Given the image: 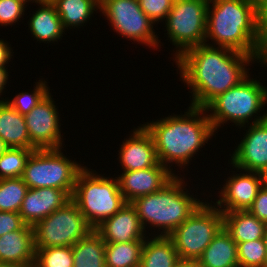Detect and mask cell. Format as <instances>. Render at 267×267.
Masks as SVG:
<instances>
[{"instance_id": "obj_4", "label": "cell", "mask_w": 267, "mask_h": 267, "mask_svg": "<svg viewBox=\"0 0 267 267\" xmlns=\"http://www.w3.org/2000/svg\"><path fill=\"white\" fill-rule=\"evenodd\" d=\"M182 175H175L159 191L139 197L131 202L139 216L140 223L146 227H158L153 231L154 236H168L180 226L202 203L196 196L185 188ZM185 190V191H184ZM149 224V225H148ZM157 233V234H154Z\"/></svg>"}, {"instance_id": "obj_41", "label": "cell", "mask_w": 267, "mask_h": 267, "mask_svg": "<svg viewBox=\"0 0 267 267\" xmlns=\"http://www.w3.org/2000/svg\"><path fill=\"white\" fill-rule=\"evenodd\" d=\"M9 147L5 144V142L0 137V156L8 149Z\"/></svg>"}, {"instance_id": "obj_28", "label": "cell", "mask_w": 267, "mask_h": 267, "mask_svg": "<svg viewBox=\"0 0 267 267\" xmlns=\"http://www.w3.org/2000/svg\"><path fill=\"white\" fill-rule=\"evenodd\" d=\"M28 189L21 177L0 179V211L19 213Z\"/></svg>"}, {"instance_id": "obj_22", "label": "cell", "mask_w": 267, "mask_h": 267, "mask_svg": "<svg viewBox=\"0 0 267 267\" xmlns=\"http://www.w3.org/2000/svg\"><path fill=\"white\" fill-rule=\"evenodd\" d=\"M223 227L236 243L263 239L266 224L248 210L223 213Z\"/></svg>"}, {"instance_id": "obj_7", "label": "cell", "mask_w": 267, "mask_h": 267, "mask_svg": "<svg viewBox=\"0 0 267 267\" xmlns=\"http://www.w3.org/2000/svg\"><path fill=\"white\" fill-rule=\"evenodd\" d=\"M62 150L36 149L31 153L21 177L28 188L52 187L73 195L77 176L85 166L70 160Z\"/></svg>"}, {"instance_id": "obj_26", "label": "cell", "mask_w": 267, "mask_h": 267, "mask_svg": "<svg viewBox=\"0 0 267 267\" xmlns=\"http://www.w3.org/2000/svg\"><path fill=\"white\" fill-rule=\"evenodd\" d=\"M73 267H105V241L93 229L72 246Z\"/></svg>"}, {"instance_id": "obj_45", "label": "cell", "mask_w": 267, "mask_h": 267, "mask_svg": "<svg viewBox=\"0 0 267 267\" xmlns=\"http://www.w3.org/2000/svg\"><path fill=\"white\" fill-rule=\"evenodd\" d=\"M262 177L264 179V183L267 184V168L265 169V171L262 173Z\"/></svg>"}, {"instance_id": "obj_1", "label": "cell", "mask_w": 267, "mask_h": 267, "mask_svg": "<svg viewBox=\"0 0 267 267\" xmlns=\"http://www.w3.org/2000/svg\"><path fill=\"white\" fill-rule=\"evenodd\" d=\"M174 61L180 80L191 89L190 106L204 109L244 80L250 73V63H258L251 55L205 43L186 50Z\"/></svg>"}, {"instance_id": "obj_18", "label": "cell", "mask_w": 267, "mask_h": 267, "mask_svg": "<svg viewBox=\"0 0 267 267\" xmlns=\"http://www.w3.org/2000/svg\"><path fill=\"white\" fill-rule=\"evenodd\" d=\"M71 197L66 190L52 187L29 188L19 214L27 225L34 226L38 221L63 207Z\"/></svg>"}, {"instance_id": "obj_44", "label": "cell", "mask_w": 267, "mask_h": 267, "mask_svg": "<svg viewBox=\"0 0 267 267\" xmlns=\"http://www.w3.org/2000/svg\"><path fill=\"white\" fill-rule=\"evenodd\" d=\"M19 1L23 2L24 4H27V2H28V4H29V2L37 4L40 0H19Z\"/></svg>"}, {"instance_id": "obj_10", "label": "cell", "mask_w": 267, "mask_h": 267, "mask_svg": "<svg viewBox=\"0 0 267 267\" xmlns=\"http://www.w3.org/2000/svg\"><path fill=\"white\" fill-rule=\"evenodd\" d=\"M35 248L73 246L93 228L71 199L34 226Z\"/></svg>"}, {"instance_id": "obj_34", "label": "cell", "mask_w": 267, "mask_h": 267, "mask_svg": "<svg viewBox=\"0 0 267 267\" xmlns=\"http://www.w3.org/2000/svg\"><path fill=\"white\" fill-rule=\"evenodd\" d=\"M142 11L155 23L165 21L172 8V0H138Z\"/></svg>"}, {"instance_id": "obj_40", "label": "cell", "mask_w": 267, "mask_h": 267, "mask_svg": "<svg viewBox=\"0 0 267 267\" xmlns=\"http://www.w3.org/2000/svg\"><path fill=\"white\" fill-rule=\"evenodd\" d=\"M0 267H27L17 263H10V262H0Z\"/></svg>"}, {"instance_id": "obj_30", "label": "cell", "mask_w": 267, "mask_h": 267, "mask_svg": "<svg viewBox=\"0 0 267 267\" xmlns=\"http://www.w3.org/2000/svg\"><path fill=\"white\" fill-rule=\"evenodd\" d=\"M35 264L38 267H73L72 246L35 248Z\"/></svg>"}, {"instance_id": "obj_46", "label": "cell", "mask_w": 267, "mask_h": 267, "mask_svg": "<svg viewBox=\"0 0 267 267\" xmlns=\"http://www.w3.org/2000/svg\"><path fill=\"white\" fill-rule=\"evenodd\" d=\"M265 33L267 38V14L265 15Z\"/></svg>"}, {"instance_id": "obj_20", "label": "cell", "mask_w": 267, "mask_h": 267, "mask_svg": "<svg viewBox=\"0 0 267 267\" xmlns=\"http://www.w3.org/2000/svg\"><path fill=\"white\" fill-rule=\"evenodd\" d=\"M37 5L38 10L33 11L27 22L32 37L40 43H58L65 30L55 6L49 0H40Z\"/></svg>"}, {"instance_id": "obj_47", "label": "cell", "mask_w": 267, "mask_h": 267, "mask_svg": "<svg viewBox=\"0 0 267 267\" xmlns=\"http://www.w3.org/2000/svg\"><path fill=\"white\" fill-rule=\"evenodd\" d=\"M28 267H38L35 263H32L31 265H29Z\"/></svg>"}, {"instance_id": "obj_19", "label": "cell", "mask_w": 267, "mask_h": 267, "mask_svg": "<svg viewBox=\"0 0 267 267\" xmlns=\"http://www.w3.org/2000/svg\"><path fill=\"white\" fill-rule=\"evenodd\" d=\"M35 239L33 226L9 232L0 237V262L29 266L35 262Z\"/></svg>"}, {"instance_id": "obj_27", "label": "cell", "mask_w": 267, "mask_h": 267, "mask_svg": "<svg viewBox=\"0 0 267 267\" xmlns=\"http://www.w3.org/2000/svg\"><path fill=\"white\" fill-rule=\"evenodd\" d=\"M144 241L105 242V267H139Z\"/></svg>"}, {"instance_id": "obj_5", "label": "cell", "mask_w": 267, "mask_h": 267, "mask_svg": "<svg viewBox=\"0 0 267 267\" xmlns=\"http://www.w3.org/2000/svg\"><path fill=\"white\" fill-rule=\"evenodd\" d=\"M267 86L250 74L238 85L233 86L216 97L205 109L215 132L227 122L242 129L246 124H253L267 119ZM260 111L264 114H258ZM258 115V116H257ZM254 117V119H253ZM251 123H249L250 121ZM253 120V122H252Z\"/></svg>"}, {"instance_id": "obj_12", "label": "cell", "mask_w": 267, "mask_h": 267, "mask_svg": "<svg viewBox=\"0 0 267 267\" xmlns=\"http://www.w3.org/2000/svg\"><path fill=\"white\" fill-rule=\"evenodd\" d=\"M49 92L34 109L25 114L31 144L36 149L64 148L58 107Z\"/></svg>"}, {"instance_id": "obj_23", "label": "cell", "mask_w": 267, "mask_h": 267, "mask_svg": "<svg viewBox=\"0 0 267 267\" xmlns=\"http://www.w3.org/2000/svg\"><path fill=\"white\" fill-rule=\"evenodd\" d=\"M197 260L202 267H239L237 243L223 227Z\"/></svg>"}, {"instance_id": "obj_6", "label": "cell", "mask_w": 267, "mask_h": 267, "mask_svg": "<svg viewBox=\"0 0 267 267\" xmlns=\"http://www.w3.org/2000/svg\"><path fill=\"white\" fill-rule=\"evenodd\" d=\"M71 199L93 229L126 204L117 177L98 175L87 166L77 176Z\"/></svg>"}, {"instance_id": "obj_38", "label": "cell", "mask_w": 267, "mask_h": 267, "mask_svg": "<svg viewBox=\"0 0 267 267\" xmlns=\"http://www.w3.org/2000/svg\"><path fill=\"white\" fill-rule=\"evenodd\" d=\"M8 68H0V97L2 95L3 90L6 89L5 85L9 82V72L7 70Z\"/></svg>"}, {"instance_id": "obj_39", "label": "cell", "mask_w": 267, "mask_h": 267, "mask_svg": "<svg viewBox=\"0 0 267 267\" xmlns=\"http://www.w3.org/2000/svg\"><path fill=\"white\" fill-rule=\"evenodd\" d=\"M175 267H202L198 260L180 259Z\"/></svg>"}, {"instance_id": "obj_21", "label": "cell", "mask_w": 267, "mask_h": 267, "mask_svg": "<svg viewBox=\"0 0 267 267\" xmlns=\"http://www.w3.org/2000/svg\"><path fill=\"white\" fill-rule=\"evenodd\" d=\"M0 137L8 147L36 149L30 141L24 115L0 98Z\"/></svg>"}, {"instance_id": "obj_36", "label": "cell", "mask_w": 267, "mask_h": 267, "mask_svg": "<svg viewBox=\"0 0 267 267\" xmlns=\"http://www.w3.org/2000/svg\"><path fill=\"white\" fill-rule=\"evenodd\" d=\"M248 211L260 221L267 224V184L264 183L259 189L257 196Z\"/></svg>"}, {"instance_id": "obj_25", "label": "cell", "mask_w": 267, "mask_h": 267, "mask_svg": "<svg viewBox=\"0 0 267 267\" xmlns=\"http://www.w3.org/2000/svg\"><path fill=\"white\" fill-rule=\"evenodd\" d=\"M55 6L64 30L81 28L100 10V0H50Z\"/></svg>"}, {"instance_id": "obj_24", "label": "cell", "mask_w": 267, "mask_h": 267, "mask_svg": "<svg viewBox=\"0 0 267 267\" xmlns=\"http://www.w3.org/2000/svg\"><path fill=\"white\" fill-rule=\"evenodd\" d=\"M180 260L173 241L168 236L145 239L139 267H175Z\"/></svg>"}, {"instance_id": "obj_13", "label": "cell", "mask_w": 267, "mask_h": 267, "mask_svg": "<svg viewBox=\"0 0 267 267\" xmlns=\"http://www.w3.org/2000/svg\"><path fill=\"white\" fill-rule=\"evenodd\" d=\"M229 164L233 167L232 169L235 168L240 173H232L233 175H230L231 177L228 176L225 179V184L223 187H220L221 190L218 192L220 193L218 196L219 199L215 203L212 200L211 202L222 213L248 210L254 202L259 189L264 184L262 173L244 171L234 167L231 163Z\"/></svg>"}, {"instance_id": "obj_31", "label": "cell", "mask_w": 267, "mask_h": 267, "mask_svg": "<svg viewBox=\"0 0 267 267\" xmlns=\"http://www.w3.org/2000/svg\"><path fill=\"white\" fill-rule=\"evenodd\" d=\"M239 267H267V252L263 239L237 243Z\"/></svg>"}, {"instance_id": "obj_37", "label": "cell", "mask_w": 267, "mask_h": 267, "mask_svg": "<svg viewBox=\"0 0 267 267\" xmlns=\"http://www.w3.org/2000/svg\"><path fill=\"white\" fill-rule=\"evenodd\" d=\"M6 40L0 38V68H6L13 57L12 47Z\"/></svg>"}, {"instance_id": "obj_11", "label": "cell", "mask_w": 267, "mask_h": 267, "mask_svg": "<svg viewBox=\"0 0 267 267\" xmlns=\"http://www.w3.org/2000/svg\"><path fill=\"white\" fill-rule=\"evenodd\" d=\"M110 22L112 30L138 44L159 49L155 23L142 11L138 0H100V11Z\"/></svg>"}, {"instance_id": "obj_15", "label": "cell", "mask_w": 267, "mask_h": 267, "mask_svg": "<svg viewBox=\"0 0 267 267\" xmlns=\"http://www.w3.org/2000/svg\"><path fill=\"white\" fill-rule=\"evenodd\" d=\"M175 175L158 162L155 166L133 171H122L118 175L120 192L126 202L155 193L166 185Z\"/></svg>"}, {"instance_id": "obj_9", "label": "cell", "mask_w": 267, "mask_h": 267, "mask_svg": "<svg viewBox=\"0 0 267 267\" xmlns=\"http://www.w3.org/2000/svg\"><path fill=\"white\" fill-rule=\"evenodd\" d=\"M208 0H175L165 19L167 37L175 46L174 58L205 43Z\"/></svg>"}, {"instance_id": "obj_35", "label": "cell", "mask_w": 267, "mask_h": 267, "mask_svg": "<svg viewBox=\"0 0 267 267\" xmlns=\"http://www.w3.org/2000/svg\"><path fill=\"white\" fill-rule=\"evenodd\" d=\"M26 225L19 213L0 211V237L23 229Z\"/></svg>"}, {"instance_id": "obj_33", "label": "cell", "mask_w": 267, "mask_h": 267, "mask_svg": "<svg viewBox=\"0 0 267 267\" xmlns=\"http://www.w3.org/2000/svg\"><path fill=\"white\" fill-rule=\"evenodd\" d=\"M26 4L19 0H0V26H12L23 17Z\"/></svg>"}, {"instance_id": "obj_3", "label": "cell", "mask_w": 267, "mask_h": 267, "mask_svg": "<svg viewBox=\"0 0 267 267\" xmlns=\"http://www.w3.org/2000/svg\"><path fill=\"white\" fill-rule=\"evenodd\" d=\"M143 125L153 137L158 161L174 175L177 174L171 169L173 164L185 169L215 135L206 109L194 106H189L184 114L173 113Z\"/></svg>"}, {"instance_id": "obj_8", "label": "cell", "mask_w": 267, "mask_h": 267, "mask_svg": "<svg viewBox=\"0 0 267 267\" xmlns=\"http://www.w3.org/2000/svg\"><path fill=\"white\" fill-rule=\"evenodd\" d=\"M222 228L223 213L205 201L168 237L180 259L197 260Z\"/></svg>"}, {"instance_id": "obj_14", "label": "cell", "mask_w": 267, "mask_h": 267, "mask_svg": "<svg viewBox=\"0 0 267 267\" xmlns=\"http://www.w3.org/2000/svg\"><path fill=\"white\" fill-rule=\"evenodd\" d=\"M248 129L232 153L230 163L241 170L263 173L267 168V119Z\"/></svg>"}, {"instance_id": "obj_43", "label": "cell", "mask_w": 267, "mask_h": 267, "mask_svg": "<svg viewBox=\"0 0 267 267\" xmlns=\"http://www.w3.org/2000/svg\"><path fill=\"white\" fill-rule=\"evenodd\" d=\"M263 240H264L265 247H266V252H267V224H266V227H265Z\"/></svg>"}, {"instance_id": "obj_32", "label": "cell", "mask_w": 267, "mask_h": 267, "mask_svg": "<svg viewBox=\"0 0 267 267\" xmlns=\"http://www.w3.org/2000/svg\"><path fill=\"white\" fill-rule=\"evenodd\" d=\"M35 83L36 86L34 85V89L31 91L32 93L21 92L12 99H6L5 97L4 100L20 114L25 115L30 113L50 92V88L47 85L48 82L43 80V78Z\"/></svg>"}, {"instance_id": "obj_2", "label": "cell", "mask_w": 267, "mask_h": 267, "mask_svg": "<svg viewBox=\"0 0 267 267\" xmlns=\"http://www.w3.org/2000/svg\"><path fill=\"white\" fill-rule=\"evenodd\" d=\"M209 39L212 44L207 43ZM205 44L251 55L260 67H267V38L262 0L209 1Z\"/></svg>"}, {"instance_id": "obj_29", "label": "cell", "mask_w": 267, "mask_h": 267, "mask_svg": "<svg viewBox=\"0 0 267 267\" xmlns=\"http://www.w3.org/2000/svg\"><path fill=\"white\" fill-rule=\"evenodd\" d=\"M34 150L9 147L0 156V179L22 177L26 162Z\"/></svg>"}, {"instance_id": "obj_16", "label": "cell", "mask_w": 267, "mask_h": 267, "mask_svg": "<svg viewBox=\"0 0 267 267\" xmlns=\"http://www.w3.org/2000/svg\"><path fill=\"white\" fill-rule=\"evenodd\" d=\"M137 127L119 147L118 159L122 171L146 169L159 162L151 133L143 124Z\"/></svg>"}, {"instance_id": "obj_42", "label": "cell", "mask_w": 267, "mask_h": 267, "mask_svg": "<svg viewBox=\"0 0 267 267\" xmlns=\"http://www.w3.org/2000/svg\"><path fill=\"white\" fill-rule=\"evenodd\" d=\"M262 11L265 16L267 14V0H262Z\"/></svg>"}, {"instance_id": "obj_17", "label": "cell", "mask_w": 267, "mask_h": 267, "mask_svg": "<svg viewBox=\"0 0 267 267\" xmlns=\"http://www.w3.org/2000/svg\"><path fill=\"white\" fill-rule=\"evenodd\" d=\"M94 230L105 242L110 243L145 241L148 237L140 223L135 207L128 202Z\"/></svg>"}]
</instances>
